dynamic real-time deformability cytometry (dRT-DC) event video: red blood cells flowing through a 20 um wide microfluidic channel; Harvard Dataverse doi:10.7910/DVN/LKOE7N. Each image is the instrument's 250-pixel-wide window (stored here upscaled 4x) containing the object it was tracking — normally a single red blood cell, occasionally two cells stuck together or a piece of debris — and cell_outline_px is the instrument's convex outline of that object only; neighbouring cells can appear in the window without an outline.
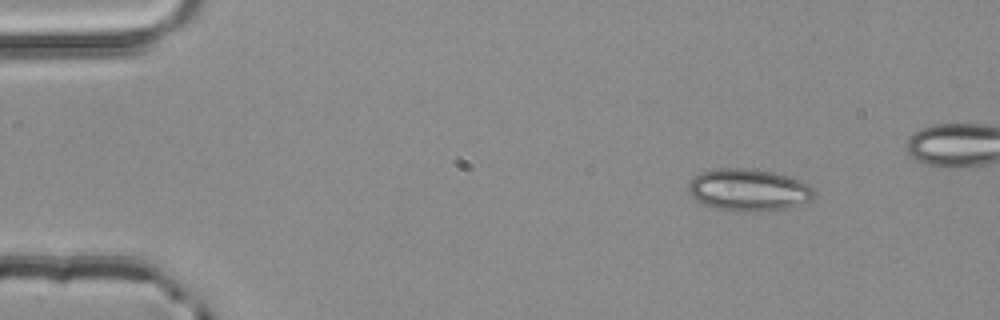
{"species": "common noctule bat (a hibernating species)", "species_latin": "Nyctalus noctula", "temperature_condition": "room temperature", "stored_images_in_passage": 4, "camera_frame_rate_fps": 3000, "um_per_image_px": 0.085, "animal": {"sex": "male", "body_mass_g": 20.4}, "frame": {"image": 1, "passage_image": 1, "time_ms": 0.0, "image_size_px": [1000, 320], "cell_outline_px": [[812, 196], [808, 200], [792, 208], [740, 212], [716, 208], [704, 204], [696, 200], [688, 192], [688, 184], [700, 172], [716, 168], [748, 168], [772, 172], [788, 176], [800, 180], [808, 184], [812, 188]], "centroid_in_image_um": [63.59, 16.14], "position_along_channel_um": 21.4, "area_um2": 30.63}}